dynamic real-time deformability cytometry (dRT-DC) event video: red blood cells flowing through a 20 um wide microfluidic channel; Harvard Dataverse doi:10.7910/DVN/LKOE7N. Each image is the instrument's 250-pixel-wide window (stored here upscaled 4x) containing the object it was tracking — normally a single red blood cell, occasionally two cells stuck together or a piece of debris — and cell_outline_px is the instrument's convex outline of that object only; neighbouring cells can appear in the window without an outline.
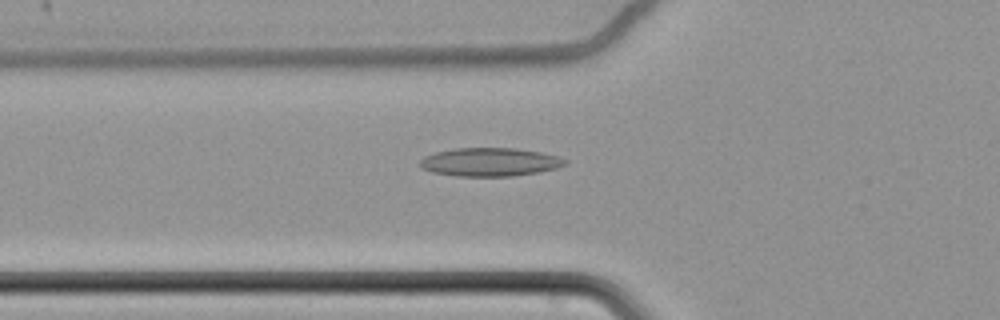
{"species": "common noctule bat (a hibernating species)", "species_latin": "Nyctalus noctula", "temperature_condition": "cold", "stored_images_in_passage": 62, "camera_frame_rate_fps": 3000, "um_per_image_px": 0.085, "animal": {"sex": "female", "body_mass_g": 22.7, "forearm_length_mm": 54.2}, "frame": {"image": 1, "passage_image": 24, "time_ms": 7.667, "image_size_px": [1000, 320], "cell_outline_px": [[568, 164], [556, 168], [540, 172], [512, 176], [456, 176], [432, 172], [420, 168], [420, 160], [424, 156], [436, 152], [456, 148], [516, 148], [540, 152], [560, 156], [568, 160]], "centroid_in_image_um": [41.67, 13.77], "position_along_channel_um": 84.1, "area_um2": 24.22}}
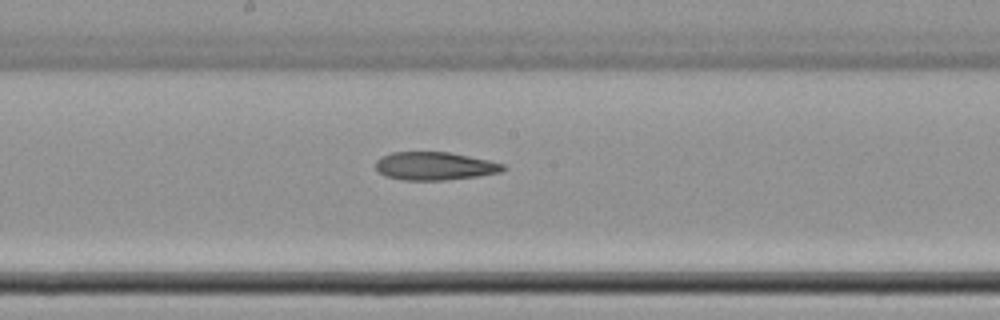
{"frame": {"image": 2, "passage_image": 35, "time_ms": 11.333, "image_size_px": [1000, 320], "cell_outline_px": [[508, 168], [500, 172], [476, 176], [444, 180], [400, 180], [384, 176], [376, 168], [376, 160], [380, 156], [392, 152], [448, 152], [488, 160], [504, 164]], "centroid_in_image_um": [36.92, 14.11], "position_along_channel_um": 211.3, "area_um2": 20.87}}
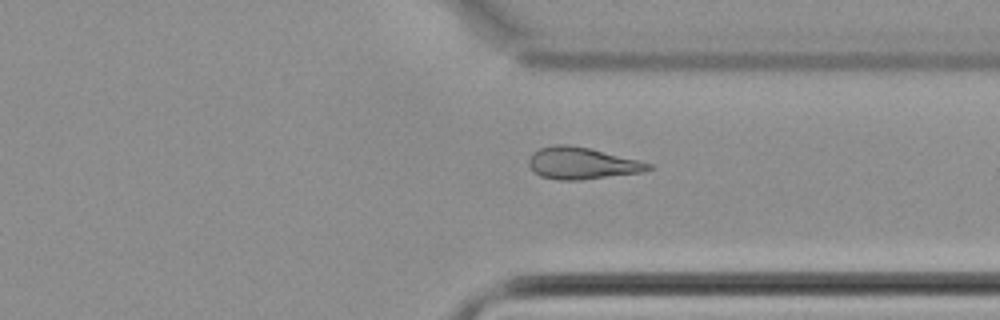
{"frame": {"image": 3, "passage_image": 48, "time_ms": 15.667, "image_size_px": [1000, 320], "cell_outline_px": [[652, 168], [644, 172], [580, 180], [556, 180], [540, 176], [532, 172], [528, 164], [528, 160], [532, 152], [540, 148], [552, 144], [568, 144], [588, 148], [640, 160], [652, 164]], "centroid_in_image_um": [49.43, 13.88], "position_along_channel_um": 362.0, "area_um2": 22.43}, "authors_computed_cell_mechanics": {"area_um2": 23.2356, "velocity_mm_per_s": 3.4649, "shape_relaxation_time_tau1_ms": null, "shape_relaxation_time_tau2_ms": 9.8645, "deformation_change_tau1": null, "deformation_change_tau2": 0.1984}}